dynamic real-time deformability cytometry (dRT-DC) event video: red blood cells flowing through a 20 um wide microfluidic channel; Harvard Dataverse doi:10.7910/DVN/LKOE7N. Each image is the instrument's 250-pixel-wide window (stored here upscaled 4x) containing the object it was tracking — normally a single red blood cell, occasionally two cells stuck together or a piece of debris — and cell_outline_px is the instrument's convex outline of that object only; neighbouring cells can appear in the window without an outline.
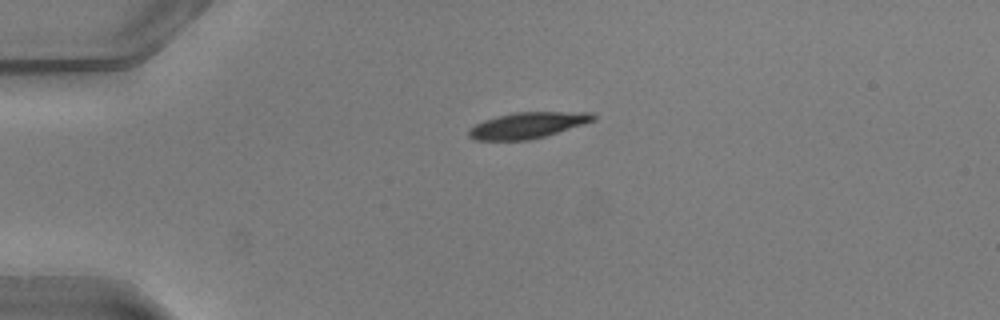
{"species": "common noctule bat (a hibernating species)", "species_latin": "Nyctalus noctula", "temperature_condition": "warm", "stored_images_in_passage": 34, "camera_frame_rate_fps": 3000, "um_per_image_px": 0.085, "animal": {"sex": "male", "body_mass_g": 20.5, "forearm_length_mm": 52.5}, "frame": {"image": 1, "passage_image": 1, "time_ms": 0.0, "image_size_px": [1000, 320], "cell_outline_px": [[596, 120], [584, 124], [544, 136], [528, 140], [476, 140], [468, 136], [468, 128], [484, 120], [496, 116], [512, 112], [592, 112], [596, 116]], "centroid_in_image_um": [44.84, 10.64], "position_along_channel_um": 40.2, "area_um2": 18.9}}
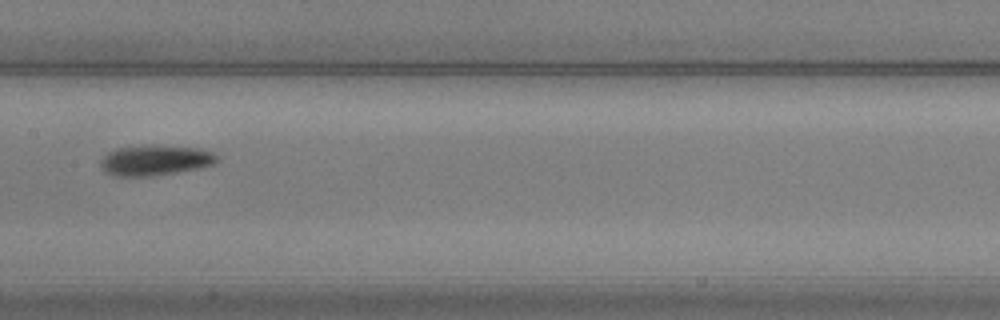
{"frame": {"image": 2, "passage_image": 15, "time_ms": 4.667, "image_size_px": [1000, 320], "cell_outline_px": [[220, 156], [216, 164], [176, 172], [152, 176], [112, 176], [104, 172], [100, 168], [100, 160], [108, 152], [116, 148], [148, 144], [156, 144], [200, 148], [212, 152]], "centroid_in_image_um": [13.17, 13.6], "position_along_channel_um": 194.2, "area_um2": 21.1}}
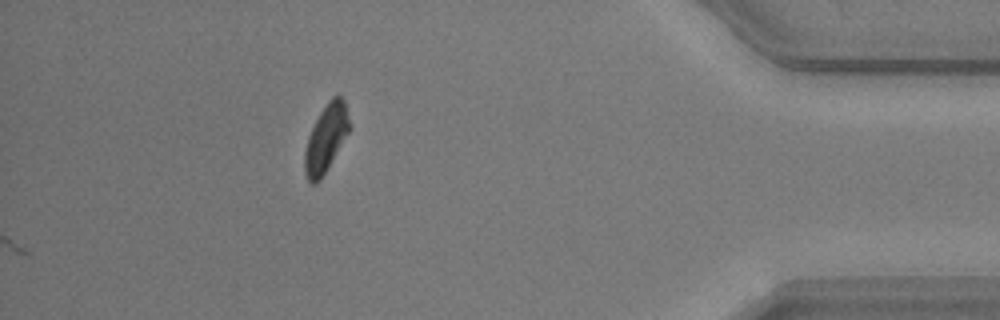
{"frame": {"image": 3, "passage_image": 34, "time_ms": 11.0, "image_size_px": [1000, 320], "cell_outline_px": [[348, 132], [320, 180], [316, 184], [312, 184], [308, 180], [304, 172], [304, 152], [308, 136], [320, 112], [328, 100], [336, 92], [344, 100], [348, 120]], "centroid_in_image_um": [27.66, 11.75], "position_along_channel_um": 407.5, "area_um2": 17.17}, "authors_computed_cell_mechanics": {"area_um2": 19.652, "velocity_mm_per_s": 4.0556, "shape_relaxation_time_tau1_ms": 2.6908, "shape_relaxation_time_tau2_ms": null, "deformation_change_tau1": 0.1468, "deformation_change_tau2": null}}